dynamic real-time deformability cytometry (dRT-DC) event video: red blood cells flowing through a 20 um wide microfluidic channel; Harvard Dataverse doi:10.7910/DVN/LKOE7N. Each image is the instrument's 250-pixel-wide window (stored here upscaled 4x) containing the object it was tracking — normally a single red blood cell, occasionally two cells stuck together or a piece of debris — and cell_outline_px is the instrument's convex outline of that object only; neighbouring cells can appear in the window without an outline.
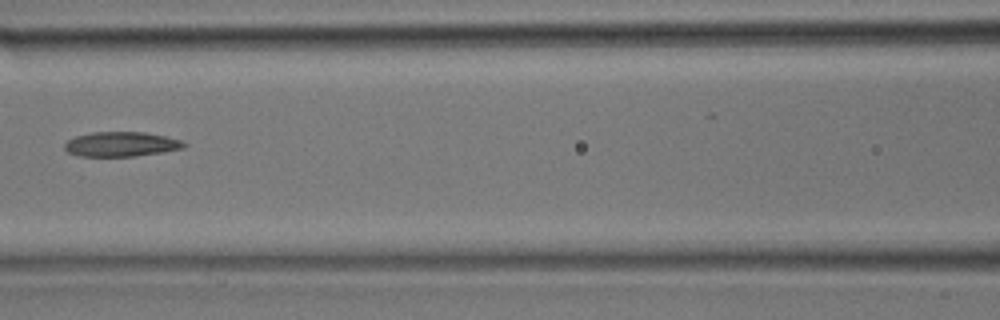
{"species": "common noctule bat (a hibernating species)", "species_latin": "Nyctalus noctula", "temperature_condition": "room temperature", "stored_images_in_passage": 11, "camera_frame_rate_fps": 3000, "um_per_image_px": 0.085, "animal": {"sex": "male", "body_mass_g": 17.9}, "frame": {"image": 1, "passage_image": 8, "time_ms": 2.333, "image_size_px": [1000, 320], "cell_outline_px": [[188, 144], [184, 148], [164, 152], [136, 156], [76, 156], [68, 152], [64, 148], [64, 144], [68, 140], [76, 136], [92, 132], [144, 132], [164, 136], [180, 140]], "centroid_in_image_um": [10.3, 12.26], "position_along_channel_um": 156.3, "area_um2": 17.22}}
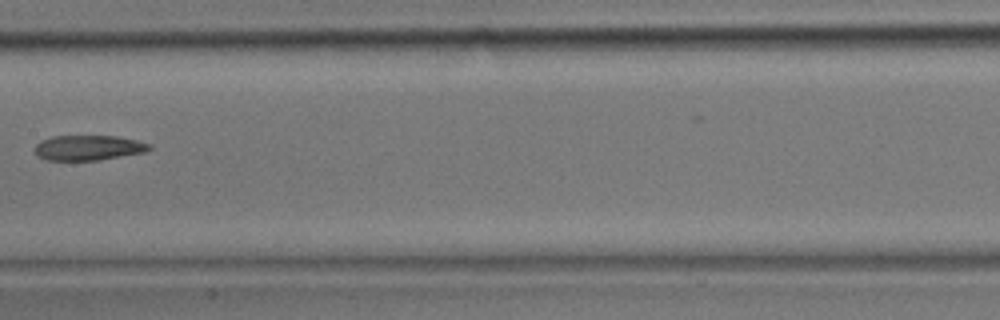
{"frame": {"image": 2, "passage_image": 10, "time_ms": 3.0, "image_size_px": [1000, 320], "cell_outline_px": [[152, 148], [144, 152], [96, 160], [44, 160], [36, 156], [32, 152], [36, 144], [40, 140], [52, 136], [116, 136], [136, 140], [148, 144]], "centroid_in_image_um": [7.4, 12.56], "position_along_channel_um": 200.0, "area_um2": 16.76}}